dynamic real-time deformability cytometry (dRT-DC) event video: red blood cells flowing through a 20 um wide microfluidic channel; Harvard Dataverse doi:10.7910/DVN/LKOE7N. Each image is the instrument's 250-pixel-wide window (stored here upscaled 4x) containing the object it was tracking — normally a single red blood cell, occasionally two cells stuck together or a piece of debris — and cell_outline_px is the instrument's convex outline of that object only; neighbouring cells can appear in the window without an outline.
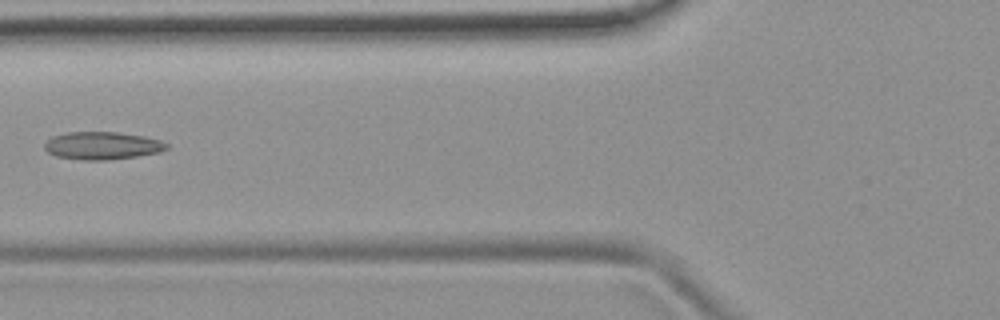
{"species": "common noctule bat (a hibernating species)", "species_latin": "Nyctalus noctula", "temperature_condition": "room temperature", "stored_images_in_passage": 5, "camera_frame_rate_fps": 3000, "um_per_image_px": 0.085, "animal": {"sex": "female", "body_mass_g": 19.9}, "frame": {"image": 1, "passage_image": 5, "time_ms": 1.333, "image_size_px": [1000, 320], "cell_outline_px": [[168, 148], [160, 152], [136, 156], [108, 160], [84, 160], [56, 156], [48, 152], [44, 148], [44, 144], [52, 136], [68, 132], [116, 132], [144, 136], [160, 140], [168, 144]], "centroid_in_image_um": [8.69, 12.38], "position_along_channel_um": 117.1, "area_um2": 19.65}}